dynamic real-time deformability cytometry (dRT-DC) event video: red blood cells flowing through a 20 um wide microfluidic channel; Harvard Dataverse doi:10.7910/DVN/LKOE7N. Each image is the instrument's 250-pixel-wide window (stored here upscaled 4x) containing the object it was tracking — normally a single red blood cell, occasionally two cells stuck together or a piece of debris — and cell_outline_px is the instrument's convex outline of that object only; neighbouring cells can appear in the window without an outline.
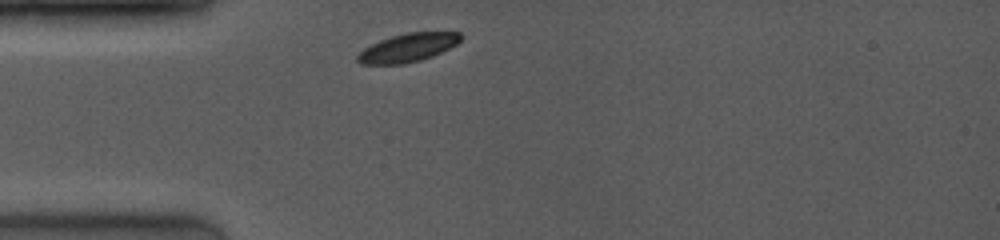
{"species": "common noctule bat (a hibernating species)", "species_latin": "Nyctalus noctula", "temperature_condition": "room temperature", "stored_images_in_passage": 4, "camera_frame_rate_fps": 4000, "um_per_image_px": 0.085, "animal": {"sex": "female", "body_mass_g": 19.0, "forearm_length_mm": 53.3}, "frame": {"image": 1, "passage_image": 1, "time_ms": 0.0, "image_size_px": [1000, 240], "cell_outline_px": [[464, 36], [456, 44], [432, 56], [420, 60], [404, 64], [360, 64], [356, 60], [356, 56], [364, 48], [380, 40], [404, 32], [460, 32]], "centroid_in_image_um": [34.66, 4.05], "position_along_channel_um": 50.3, "area_um2": 17.05}}
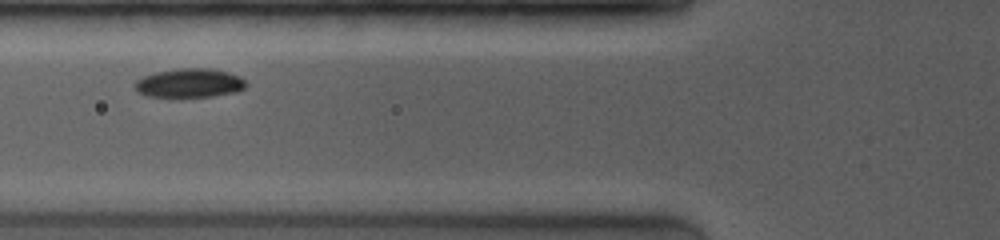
{"frame": {"image": 2, "passage_image": 3, "time_ms": 1.75, "image_size_px": [1000, 240], "cell_outline_px": [[248, 84], [244, 88], [236, 92], [212, 96], [176, 100], [144, 96], [136, 92], [132, 84], [136, 80], [144, 76], [156, 72], [180, 68], [212, 68], [228, 72], [240, 76]], "centroid_in_image_um": [16.03, 7.11], "position_along_channel_um": 109.8, "area_um2": 19.83}}